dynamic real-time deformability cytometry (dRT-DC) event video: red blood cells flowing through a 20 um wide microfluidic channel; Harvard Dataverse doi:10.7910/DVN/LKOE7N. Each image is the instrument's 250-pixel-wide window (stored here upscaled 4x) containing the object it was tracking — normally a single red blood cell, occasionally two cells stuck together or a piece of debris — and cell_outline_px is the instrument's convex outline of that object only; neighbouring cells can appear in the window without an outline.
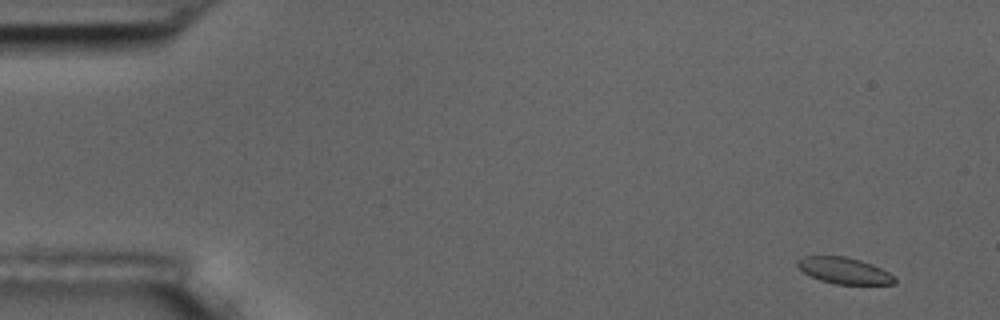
{"species": "common noctule bat (a hibernating species)", "species_latin": "Nyctalus noctula", "temperature_condition": "room temperature", "stored_images_in_passage": 5, "camera_frame_rate_fps": 3000, "um_per_image_px": 0.085, "animal": {"sex": "male", "body_mass_g": 17.5, "forearm_length_mm": 52.3}, "frame": {"image": 1, "passage_image": 1, "time_ms": 0.0, "image_size_px": [1000, 320], "cell_outline_px": [[896, 284], [836, 284], [820, 280], [804, 272], [796, 264], [796, 260], [804, 256], [844, 256], [860, 260], [872, 264], [888, 272], [896, 280]], "centroid_in_image_um": [71.74, 23.0], "position_along_channel_um": 13.3, "area_um2": 14.74}}
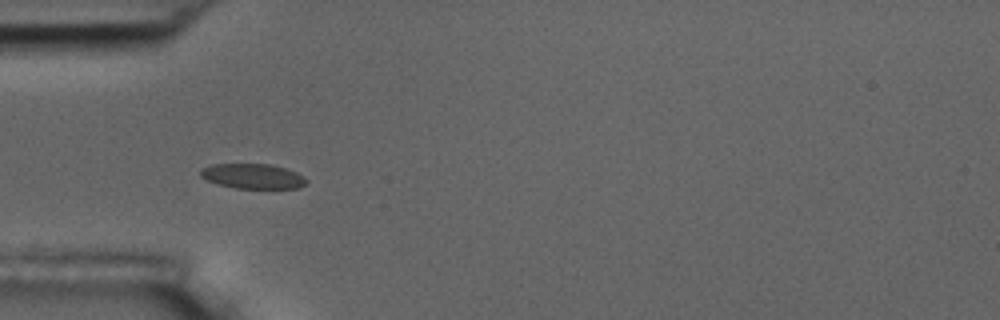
{"frame": {"image": 2, "passage_image": 5, "time_ms": 4.667, "image_size_px": [1000, 320], "cell_outline_px": [[308, 180], [300, 188], [236, 188], [216, 184], [200, 176], [200, 168], [212, 164], [272, 164], [296, 172], [304, 176]], "centroid_in_image_um": [21.47, 14.97], "position_along_channel_um": 63.5, "area_um2": 15.43}}